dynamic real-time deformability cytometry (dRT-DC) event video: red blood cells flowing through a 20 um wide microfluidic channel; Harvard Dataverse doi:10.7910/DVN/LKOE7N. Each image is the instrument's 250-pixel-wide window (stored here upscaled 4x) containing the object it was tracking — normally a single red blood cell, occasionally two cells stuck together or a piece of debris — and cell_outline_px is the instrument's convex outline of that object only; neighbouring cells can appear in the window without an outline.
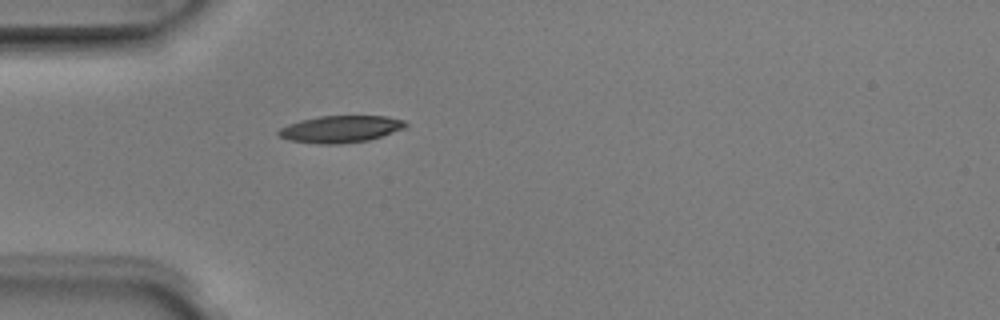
{"species": "Egyptian fruit bat (a non-hibernating species)", "species_latin": "Rousettus aegyptiacus", "temperature_condition": "room temperature", "stored_images_in_passage": 1, "camera_frame_rate_fps": 3000, "um_per_image_px": 0.085, "animal": {"sex": "male"}, "frame": {"image": 1, "passage_image": 1, "time_ms": 0.0, "image_size_px": [1000, 320], "cell_outline_px": [[408, 124], [404, 128], [368, 140], [340, 144], [320, 144], [288, 140], [280, 136], [276, 132], [280, 128], [288, 124], [300, 120], [320, 116], [388, 116], [404, 120]], "centroid_in_image_um": [28.92, 10.97], "position_along_channel_um": 56.1, "area_um2": 19.88}}